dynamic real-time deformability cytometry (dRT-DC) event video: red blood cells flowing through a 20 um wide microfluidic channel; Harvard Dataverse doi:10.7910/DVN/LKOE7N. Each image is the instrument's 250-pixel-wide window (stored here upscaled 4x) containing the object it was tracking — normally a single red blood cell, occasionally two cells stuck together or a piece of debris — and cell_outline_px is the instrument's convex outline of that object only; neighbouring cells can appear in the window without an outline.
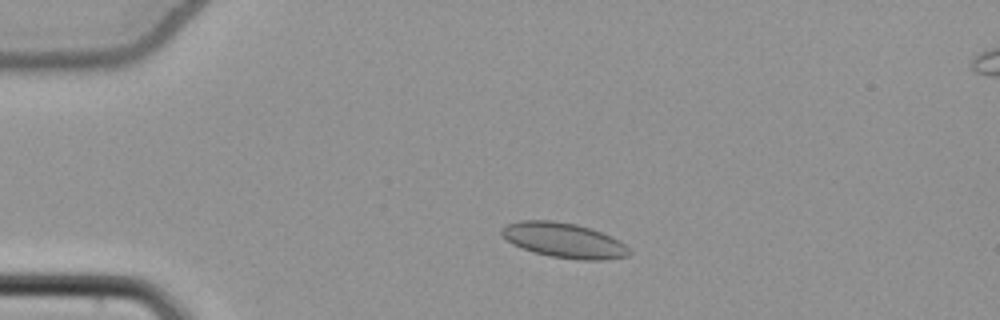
{"species": "common noctule bat (a hibernating species)", "species_latin": "Nyctalus noctula", "temperature_condition": "cold", "stored_images_in_passage": 52, "camera_frame_rate_fps": 3000, "um_per_image_px": 0.085, "animal": {"sex": "female", "body_mass_g": 22.7, "forearm_length_mm": 54.2}, "frame": {"image": 1, "passage_image": 10, "time_ms": 3.0, "image_size_px": [1000, 320], "cell_outline_px": [[632, 252], [628, 256], [604, 260], [580, 260], [552, 256], [532, 252], [512, 244], [500, 232], [500, 228], [508, 224], [520, 220], [552, 220], [576, 224], [600, 232], [620, 240]], "centroid_in_image_um": [47.93, 20.43], "position_along_channel_um": 37.1, "area_um2": 25.89}}
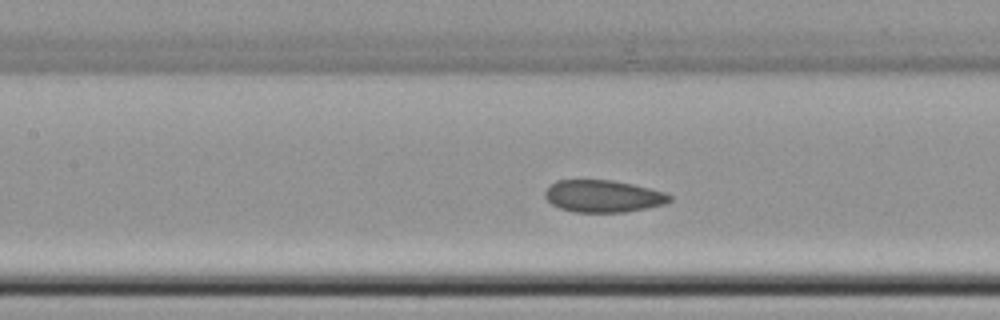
{"frame": {"image": 2, "passage_image": 23, "time_ms": 7.333, "image_size_px": [1000, 320], "cell_outline_px": [[672, 200], [664, 204], [624, 212], [576, 212], [560, 208], [552, 204], [544, 196], [544, 192], [556, 180], [612, 180], [632, 184], [664, 192], [672, 196]], "centroid_in_image_um": [51.26, 16.67], "position_along_channel_um": 156.1, "area_um2": 23.12}}
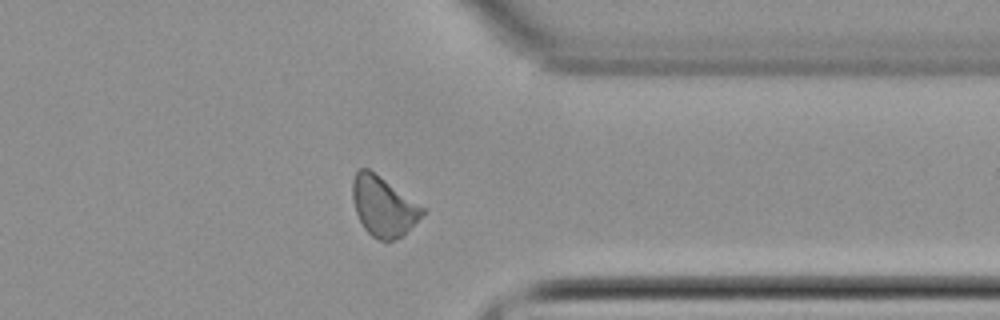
{"frame": {"image": 3, "passage_image": 41, "time_ms": 13.333, "image_size_px": [1000, 320], "cell_outline_px": [[428, 208], [404, 236], [392, 240], [380, 240], [372, 236], [364, 228], [356, 212], [352, 196], [352, 180], [356, 172], [360, 168], [368, 168]], "centroid_in_image_um": [32.62, 17.53], "position_along_channel_um": 378.8, "area_um2": 24.51}, "authors_computed_cell_mechanics": {"area_um2": 23.9292, "velocity_mm_per_s": 3.7926, "shape_relaxation_time_tau1_ms": null, "shape_relaxation_time_tau2_ms": 2.3809, "deformation_change_tau1": null, "deformation_change_tau2": 0.0782}}